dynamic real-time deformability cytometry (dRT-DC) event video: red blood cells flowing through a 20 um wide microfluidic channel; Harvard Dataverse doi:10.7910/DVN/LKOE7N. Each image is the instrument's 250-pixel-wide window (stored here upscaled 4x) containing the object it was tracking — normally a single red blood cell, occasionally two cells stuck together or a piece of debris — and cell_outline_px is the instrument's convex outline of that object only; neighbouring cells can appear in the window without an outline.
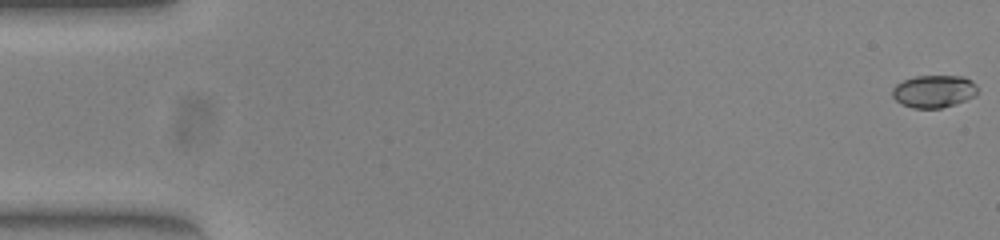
{"species": "common noctule bat (a hibernating species)", "species_latin": "Nyctalus noctula", "temperature_condition": "warm", "stored_images_in_passage": 54, "camera_frame_rate_fps": 3000, "um_per_image_px": 0.085, "animal": {"sex": "female", "body_mass_g": 23.0, "forearm_length_mm": 53.4}, "frame": {"image": 1, "passage_image": 1, "time_ms": 0.0, "image_size_px": [1000, 240], "cell_outline_px": [[976, 96], [956, 104], [940, 108], [912, 108], [900, 104], [892, 96], [892, 88], [896, 84], [904, 80], [916, 76], [964, 76], [972, 80], [976, 84]], "centroid_in_image_um": [79.38, 7.76], "position_along_channel_um": 5.6, "area_um2": 16.3}}
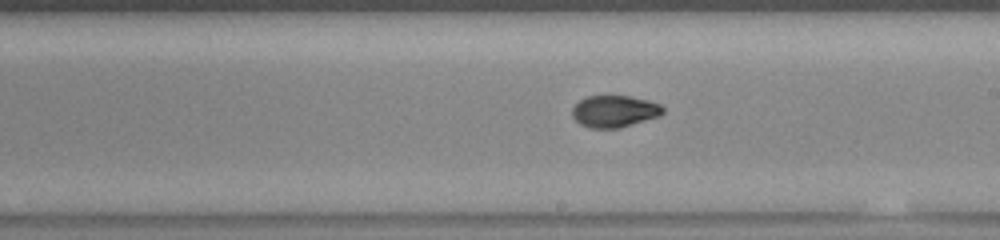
{"frame": {"image": 2, "passage_image": 31, "time_ms": 10.0, "image_size_px": [1000, 240], "cell_outline_px": [[664, 112], [660, 116], [620, 128], [592, 128], [580, 124], [572, 116], [572, 108], [580, 100], [588, 96], [632, 96], [648, 100], [660, 104], [664, 108]], "centroid_in_image_um": [52.25, 9.46], "position_along_channel_um": 236.8, "area_um2": 16.88}}
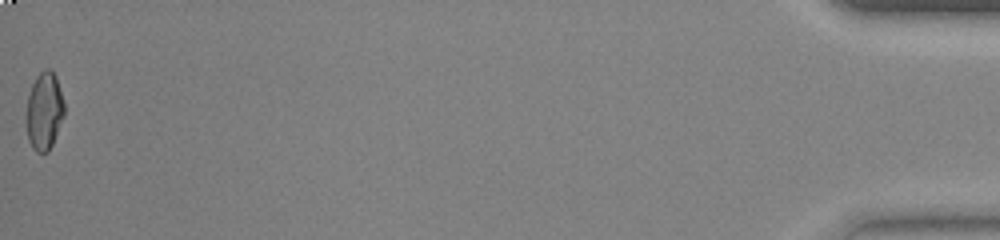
{"frame": {"image": 3, "passage_image": 54, "time_ms": 17.667, "image_size_px": [1000, 240], "cell_outline_px": [[64, 116], [52, 144], [48, 152], [36, 152], [32, 148], [28, 140], [24, 120], [28, 96], [32, 84], [36, 76], [44, 68], [48, 68], [56, 76], [64, 104]], "centroid_in_image_um": [3.72, 9.45], "position_along_channel_um": 431.5, "area_um2": 17.46}, "authors_computed_cell_mechanics": {"area_um2": 16.8776, "velocity_mm_per_s": 3.8797, "shape_relaxation_time_tau1_ms": null, "shape_relaxation_time_tau2_ms": 1.3382, "deformation_change_tau1": null, "deformation_change_tau2": 0.0431}}